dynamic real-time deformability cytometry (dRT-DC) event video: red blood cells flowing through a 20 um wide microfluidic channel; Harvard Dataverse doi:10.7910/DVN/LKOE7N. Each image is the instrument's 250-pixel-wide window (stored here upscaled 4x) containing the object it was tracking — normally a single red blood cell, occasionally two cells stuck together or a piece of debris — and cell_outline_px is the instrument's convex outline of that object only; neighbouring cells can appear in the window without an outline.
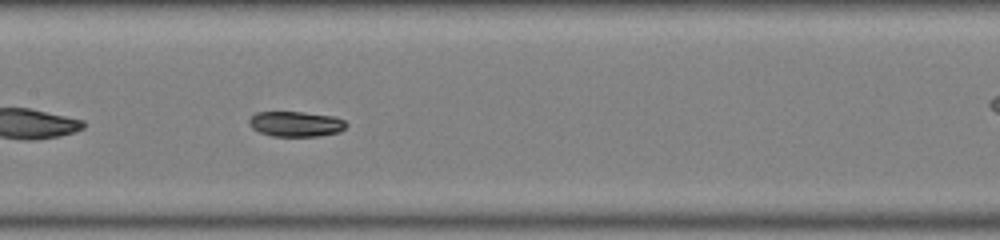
{"species": "common noctule bat (a hibernating species)", "species_latin": "Nyctalus noctula", "temperature_condition": "warm", "stored_images_in_passage": 32, "camera_frame_rate_fps": 3000, "um_per_image_px": 0.085, "animal": {"sex": "male", "body_mass_g": 19.0, "forearm_length_mm": 50.8}, "frame": {"image": 1, "passage_image": 14, "time_ms": 4.333, "image_size_px": [1000, 240], "cell_outline_px": [[348, 124], [340, 132], [316, 136], [272, 136], [260, 132], [252, 128], [248, 124], [248, 120], [256, 112], [304, 112], [332, 116], [344, 120]], "centroid_in_image_um": [25.13, 10.53], "position_along_channel_um": 182.3, "area_um2": 14.28}}